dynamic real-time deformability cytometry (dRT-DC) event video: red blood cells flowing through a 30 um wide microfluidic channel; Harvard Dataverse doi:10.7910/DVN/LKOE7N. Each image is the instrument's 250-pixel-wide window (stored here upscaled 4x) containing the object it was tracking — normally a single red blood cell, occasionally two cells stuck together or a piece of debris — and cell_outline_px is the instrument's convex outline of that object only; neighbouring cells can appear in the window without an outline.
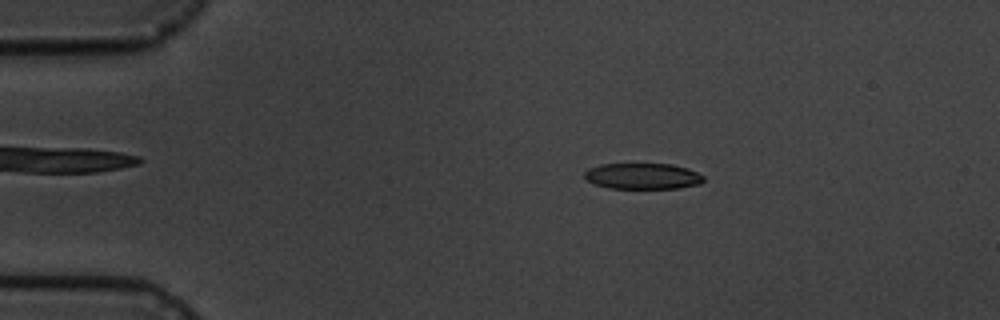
{"species": "common noctule bat (a hibernating species)", "species_latin": "Nyctalus noctula", "temperature_condition": "cold", "stored_images_in_passage": 6, "camera_frame_rate_fps": 3000, "um_per_image_px": 0.085, "animal": {"sex": "male", "body_mass_g": 19.5, "forearm_length_mm": 54.6}, "frame": {"image": 1, "passage_image": 3, "time_ms": 2.333, "image_size_px": [1000, 320], "cell_outline_px": [[704, 180], [700, 184], [680, 188], [608, 188], [584, 180], [584, 172], [588, 168], [600, 164], [672, 164], [688, 168], [704, 176]], "centroid_in_image_um": [54.61, 14.97], "position_along_channel_um": 30.4, "area_um2": 18.15}}
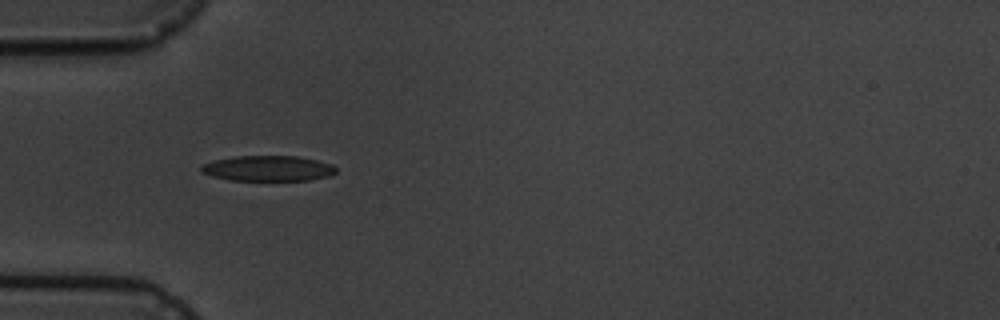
{"frame": {"image": 2, "passage_image": 5, "time_ms": 4.667, "image_size_px": [1000, 320], "cell_outline_px": [[336, 172], [328, 176], [308, 180], [228, 180], [212, 176], [200, 172], [200, 164], [212, 160], [236, 156], [296, 156], [316, 160], [332, 164], [336, 168]], "centroid_in_image_um": [22.72, 14.31], "position_along_channel_um": 62.3, "area_um2": 20.06}}
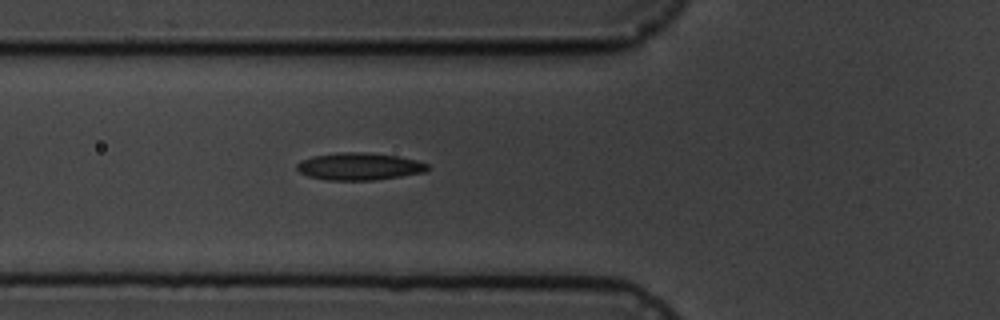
{"frame": {"image": 3, "passage_image": 6, "time_ms": 5.667, "image_size_px": [1000, 320], "cell_outline_px": [[428, 168], [424, 172], [376, 180], [328, 180], [308, 176], [300, 172], [296, 168], [296, 164], [300, 160], [312, 156], [340, 152], [364, 152], [396, 156], [416, 160], [428, 164]], "centroid_in_image_um": [30.49, 14.14], "position_along_channel_um": 95.3, "area_um2": 20.69}}